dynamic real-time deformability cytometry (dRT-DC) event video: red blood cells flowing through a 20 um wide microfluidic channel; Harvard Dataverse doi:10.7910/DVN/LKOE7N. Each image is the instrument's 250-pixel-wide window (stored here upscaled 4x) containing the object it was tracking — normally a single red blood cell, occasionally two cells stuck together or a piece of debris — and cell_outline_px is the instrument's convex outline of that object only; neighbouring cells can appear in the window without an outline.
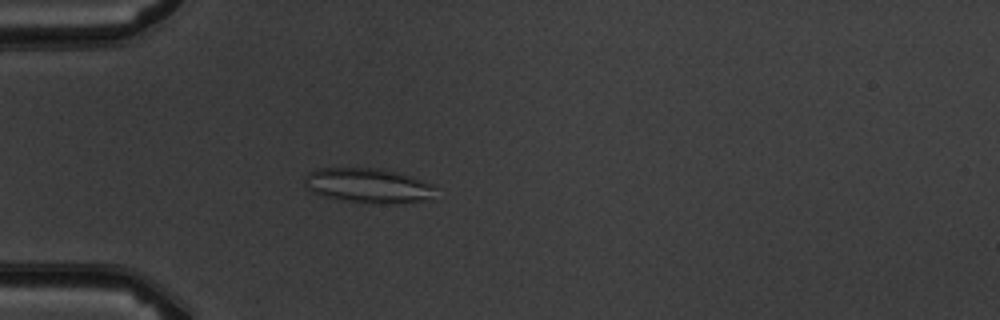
{"species": "common noctule bat (a hibernating species)", "species_latin": "Nyctalus noctula", "temperature_condition": "warm", "stored_images_in_passage": 4, "camera_frame_rate_fps": 3000, "um_per_image_px": 0.085, "animal": {"sex": "male", "body_mass_g": 19.5, "forearm_length_mm": 54.6}, "frame": {"image": 1, "passage_image": 4, "time_ms": 3.667, "image_size_px": [1000, 320], "cell_outline_px": [[436, 188], [428, 196], [420, 200], [404, 204], [376, 204], [348, 200], [324, 196], [312, 192], [304, 188], [304, 176], [308, 172], [316, 168], [384, 168], [412, 176], [432, 184]], "centroid_in_image_um": [31.23, 15.75], "position_along_channel_um": 53.8, "area_um2": 26.59}}